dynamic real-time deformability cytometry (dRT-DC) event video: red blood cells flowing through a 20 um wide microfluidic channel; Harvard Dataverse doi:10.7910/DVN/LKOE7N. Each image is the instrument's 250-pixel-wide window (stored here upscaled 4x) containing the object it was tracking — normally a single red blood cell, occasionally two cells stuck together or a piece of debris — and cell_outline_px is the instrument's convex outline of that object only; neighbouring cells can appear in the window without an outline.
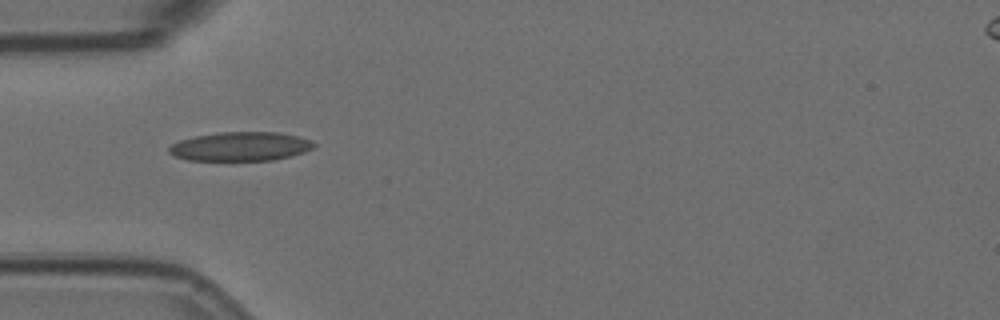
{"species": "Egyptian fruit bat (a non-hibernating species)", "species_latin": "Rousettus aegyptiacus", "temperature_condition": "room temperature", "stored_images_in_passage": 11, "camera_frame_rate_fps": 3000, "um_per_image_px": 0.085, "animal": {"sex": "female"}, "frame": {"image": 1, "passage_image": 2, "time_ms": 0.333, "image_size_px": [1000, 320], "cell_outline_px": [[316, 144], [312, 148], [304, 152], [292, 156], [272, 160], [188, 160], [176, 156], [168, 152], [168, 148], [172, 144], [180, 140], [196, 136], [220, 132], [280, 132], [296, 136], [308, 140]], "centroid_in_image_um": [20.43, 12.45], "position_along_channel_um": 64.6, "area_um2": 24.28}}
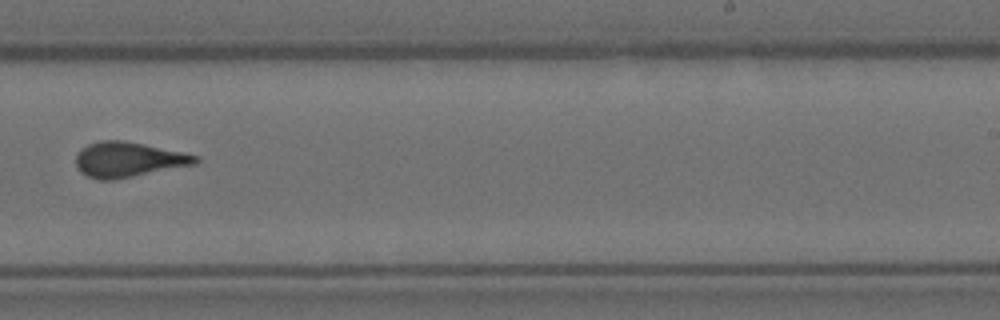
{"frame": {"image": 2, "passage_image": 7, "time_ms": 2.0, "image_size_px": [1000, 320], "cell_outline_px": [[200, 160], [196, 164], [112, 180], [100, 180], [88, 176], [80, 172], [76, 164], [76, 156], [80, 148], [88, 144], [100, 140], [120, 140], [144, 144], [184, 152], [200, 156]], "centroid_in_image_um": [10.91, 13.55], "position_along_channel_um": 278.1, "area_um2": 24.45}}
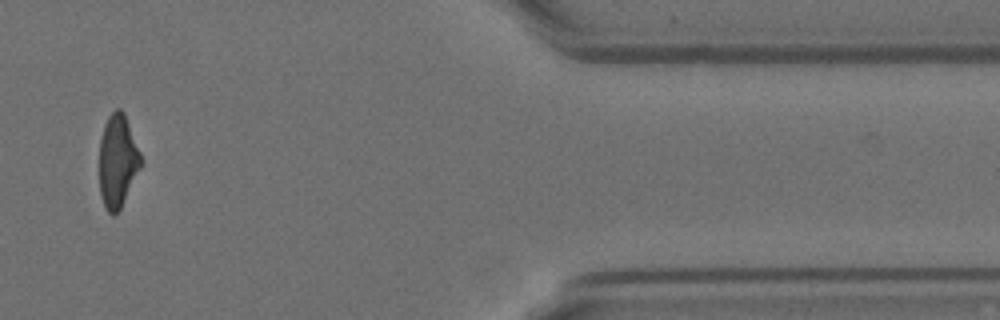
{"frame": {"image": 3, "passage_image": 11, "time_ms": 3.333, "image_size_px": [1000, 320], "cell_outline_px": [[140, 168], [120, 208], [112, 216], [104, 208], [100, 196], [100, 140], [104, 124], [108, 116], [116, 108], [120, 108], [124, 112], [140, 152]], "centroid_in_image_um": [9.97, 13.67], "position_along_channel_um": 401.4, "area_um2": 22.2}}